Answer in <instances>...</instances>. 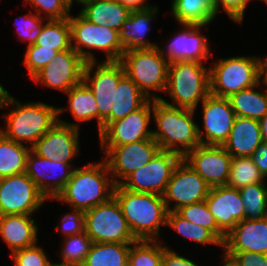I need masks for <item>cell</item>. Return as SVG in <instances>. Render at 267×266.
Segmentation results:
<instances>
[{"label":"cell","instance_id":"6da1fadb","mask_svg":"<svg viewBox=\"0 0 267 266\" xmlns=\"http://www.w3.org/2000/svg\"><path fill=\"white\" fill-rule=\"evenodd\" d=\"M152 111L158 127L157 131H152V136L160 150L177 153L183 158L201 145L198 125L193 121L194 109L174 107L153 99Z\"/></svg>","mask_w":267,"mask_h":266},{"label":"cell","instance_id":"7a4b0ae2","mask_svg":"<svg viewBox=\"0 0 267 266\" xmlns=\"http://www.w3.org/2000/svg\"><path fill=\"white\" fill-rule=\"evenodd\" d=\"M118 201L128 227L136 240H157L160 224L166 226L167 213L163 196L154 193L133 192L115 186ZM157 237V238H156Z\"/></svg>","mask_w":267,"mask_h":266},{"label":"cell","instance_id":"3957f363","mask_svg":"<svg viewBox=\"0 0 267 266\" xmlns=\"http://www.w3.org/2000/svg\"><path fill=\"white\" fill-rule=\"evenodd\" d=\"M82 167L74 169L66 186L55 199L86 212L111 199L116 184L113 178L109 179L110 171L105 160Z\"/></svg>","mask_w":267,"mask_h":266},{"label":"cell","instance_id":"277c9868","mask_svg":"<svg viewBox=\"0 0 267 266\" xmlns=\"http://www.w3.org/2000/svg\"><path fill=\"white\" fill-rule=\"evenodd\" d=\"M7 106L14 108L8 114L6 113L7 127H5L6 130L1 128L0 133L17 143L27 142L30 147L58 122V117L66 109L42 102L23 105L11 95L5 107Z\"/></svg>","mask_w":267,"mask_h":266},{"label":"cell","instance_id":"5b68a950","mask_svg":"<svg viewBox=\"0 0 267 266\" xmlns=\"http://www.w3.org/2000/svg\"><path fill=\"white\" fill-rule=\"evenodd\" d=\"M165 92L170 95L175 105L156 95L153 99H160L170 106L195 110L199 101L202 102L210 94L209 69L203 62L169 63Z\"/></svg>","mask_w":267,"mask_h":266},{"label":"cell","instance_id":"8992f818","mask_svg":"<svg viewBox=\"0 0 267 266\" xmlns=\"http://www.w3.org/2000/svg\"><path fill=\"white\" fill-rule=\"evenodd\" d=\"M216 62V63H215ZM209 68L210 94L228 98L261 81V58L236 56L220 59Z\"/></svg>","mask_w":267,"mask_h":266},{"label":"cell","instance_id":"52a82bcc","mask_svg":"<svg viewBox=\"0 0 267 266\" xmlns=\"http://www.w3.org/2000/svg\"><path fill=\"white\" fill-rule=\"evenodd\" d=\"M158 45L152 49H135L123 53L119 62L125 74L140 88L148 99L151 90L164 92L167 86L169 61Z\"/></svg>","mask_w":267,"mask_h":266},{"label":"cell","instance_id":"ba28073f","mask_svg":"<svg viewBox=\"0 0 267 266\" xmlns=\"http://www.w3.org/2000/svg\"><path fill=\"white\" fill-rule=\"evenodd\" d=\"M72 48L86 61L94 62V54L87 49H100L106 53L105 61H119L124 53L119 40V31L99 26L85 19L80 13L76 17L69 16ZM75 40V44H73Z\"/></svg>","mask_w":267,"mask_h":266},{"label":"cell","instance_id":"9c48e42d","mask_svg":"<svg viewBox=\"0 0 267 266\" xmlns=\"http://www.w3.org/2000/svg\"><path fill=\"white\" fill-rule=\"evenodd\" d=\"M84 231L93 243H133L122 209L113 196L107 202L84 212Z\"/></svg>","mask_w":267,"mask_h":266},{"label":"cell","instance_id":"30bf717a","mask_svg":"<svg viewBox=\"0 0 267 266\" xmlns=\"http://www.w3.org/2000/svg\"><path fill=\"white\" fill-rule=\"evenodd\" d=\"M181 159L177 153L159 150L149 163L133 171L119 185L133 192L163 196L172 173Z\"/></svg>","mask_w":267,"mask_h":266},{"label":"cell","instance_id":"8fae6325","mask_svg":"<svg viewBox=\"0 0 267 266\" xmlns=\"http://www.w3.org/2000/svg\"><path fill=\"white\" fill-rule=\"evenodd\" d=\"M96 64V61L86 62L83 81L92 90L97 101L100 133L104 129V120L114 111V89H117L125 72L119 61H104L97 64V69L91 77Z\"/></svg>","mask_w":267,"mask_h":266},{"label":"cell","instance_id":"7c38bea8","mask_svg":"<svg viewBox=\"0 0 267 266\" xmlns=\"http://www.w3.org/2000/svg\"><path fill=\"white\" fill-rule=\"evenodd\" d=\"M46 199L26 173L0 178V216L31 215Z\"/></svg>","mask_w":267,"mask_h":266},{"label":"cell","instance_id":"4fadbf2b","mask_svg":"<svg viewBox=\"0 0 267 266\" xmlns=\"http://www.w3.org/2000/svg\"><path fill=\"white\" fill-rule=\"evenodd\" d=\"M159 150L160 147L153 138L115 147H101V151L107 155L105 161L110 178L116 177L113 179L116 185L133 171L149 163Z\"/></svg>","mask_w":267,"mask_h":266},{"label":"cell","instance_id":"5bb4252c","mask_svg":"<svg viewBox=\"0 0 267 266\" xmlns=\"http://www.w3.org/2000/svg\"><path fill=\"white\" fill-rule=\"evenodd\" d=\"M206 181L183 159L175 167L167 184L163 199L169 211H177L182 206L205 201L210 191ZM171 200L175 201L170 208Z\"/></svg>","mask_w":267,"mask_h":266},{"label":"cell","instance_id":"9a60e30c","mask_svg":"<svg viewBox=\"0 0 267 266\" xmlns=\"http://www.w3.org/2000/svg\"><path fill=\"white\" fill-rule=\"evenodd\" d=\"M151 110H153V98L123 119L109 123L99 133L100 147H115L152 139V130H148Z\"/></svg>","mask_w":267,"mask_h":266},{"label":"cell","instance_id":"2e32d148","mask_svg":"<svg viewBox=\"0 0 267 266\" xmlns=\"http://www.w3.org/2000/svg\"><path fill=\"white\" fill-rule=\"evenodd\" d=\"M85 65L86 61L73 48L59 51L55 58L31 79L67 93L83 81Z\"/></svg>","mask_w":267,"mask_h":266},{"label":"cell","instance_id":"e0dca14e","mask_svg":"<svg viewBox=\"0 0 267 266\" xmlns=\"http://www.w3.org/2000/svg\"><path fill=\"white\" fill-rule=\"evenodd\" d=\"M79 126L58 119V122L36 141L31 150L48 160L71 164L79 152Z\"/></svg>","mask_w":267,"mask_h":266},{"label":"cell","instance_id":"ac0fdd59","mask_svg":"<svg viewBox=\"0 0 267 266\" xmlns=\"http://www.w3.org/2000/svg\"><path fill=\"white\" fill-rule=\"evenodd\" d=\"M202 105L204 131L202 132L198 126L200 143L201 145L222 146L228 139L236 119L231 103L228 98L209 94L202 101Z\"/></svg>","mask_w":267,"mask_h":266},{"label":"cell","instance_id":"d6986e66","mask_svg":"<svg viewBox=\"0 0 267 266\" xmlns=\"http://www.w3.org/2000/svg\"><path fill=\"white\" fill-rule=\"evenodd\" d=\"M211 187L225 186L232 156L218 145H200L182 158Z\"/></svg>","mask_w":267,"mask_h":266},{"label":"cell","instance_id":"ffe728a7","mask_svg":"<svg viewBox=\"0 0 267 266\" xmlns=\"http://www.w3.org/2000/svg\"><path fill=\"white\" fill-rule=\"evenodd\" d=\"M71 166L66 162L48 160L30 150L25 173L47 199H55L71 178L74 171Z\"/></svg>","mask_w":267,"mask_h":266},{"label":"cell","instance_id":"44dd1931","mask_svg":"<svg viewBox=\"0 0 267 266\" xmlns=\"http://www.w3.org/2000/svg\"><path fill=\"white\" fill-rule=\"evenodd\" d=\"M205 202L218 227L226 235L244 220V205L238 189L226 185L210 188Z\"/></svg>","mask_w":267,"mask_h":266},{"label":"cell","instance_id":"7402d4cb","mask_svg":"<svg viewBox=\"0 0 267 266\" xmlns=\"http://www.w3.org/2000/svg\"><path fill=\"white\" fill-rule=\"evenodd\" d=\"M225 252L267 254V217L255 221L244 219L226 235Z\"/></svg>","mask_w":267,"mask_h":266},{"label":"cell","instance_id":"603a6c76","mask_svg":"<svg viewBox=\"0 0 267 266\" xmlns=\"http://www.w3.org/2000/svg\"><path fill=\"white\" fill-rule=\"evenodd\" d=\"M185 27L181 32L175 34L172 41L168 43L167 60L174 61H196L207 62L209 56L208 38L200 35L203 25L182 24Z\"/></svg>","mask_w":267,"mask_h":266},{"label":"cell","instance_id":"cb8c5ba5","mask_svg":"<svg viewBox=\"0 0 267 266\" xmlns=\"http://www.w3.org/2000/svg\"><path fill=\"white\" fill-rule=\"evenodd\" d=\"M262 142L260 122L236 116L228 139L222 147L232 157H250Z\"/></svg>","mask_w":267,"mask_h":266},{"label":"cell","instance_id":"d4e9b609","mask_svg":"<svg viewBox=\"0 0 267 266\" xmlns=\"http://www.w3.org/2000/svg\"><path fill=\"white\" fill-rule=\"evenodd\" d=\"M157 12L158 8L155 6L130 12L128 19L122 24L119 31V40L124 52L135 49H152L157 46L156 43H151L143 38L149 31V24Z\"/></svg>","mask_w":267,"mask_h":266},{"label":"cell","instance_id":"484cf974","mask_svg":"<svg viewBox=\"0 0 267 266\" xmlns=\"http://www.w3.org/2000/svg\"><path fill=\"white\" fill-rule=\"evenodd\" d=\"M37 231L38 227L31 219V215L8 214L0 216V235L12 253L35 245Z\"/></svg>","mask_w":267,"mask_h":266},{"label":"cell","instance_id":"4316f807","mask_svg":"<svg viewBox=\"0 0 267 266\" xmlns=\"http://www.w3.org/2000/svg\"><path fill=\"white\" fill-rule=\"evenodd\" d=\"M80 14L89 22L120 31L130 10L117 0H83Z\"/></svg>","mask_w":267,"mask_h":266},{"label":"cell","instance_id":"83f0119b","mask_svg":"<svg viewBox=\"0 0 267 266\" xmlns=\"http://www.w3.org/2000/svg\"><path fill=\"white\" fill-rule=\"evenodd\" d=\"M149 99L125 74L114 89V111L104 120V128L140 109Z\"/></svg>","mask_w":267,"mask_h":266},{"label":"cell","instance_id":"f1b7e54d","mask_svg":"<svg viewBox=\"0 0 267 266\" xmlns=\"http://www.w3.org/2000/svg\"><path fill=\"white\" fill-rule=\"evenodd\" d=\"M260 84L262 87L260 81L256 86L241 90L228 97L236 116L252 118L259 121L267 114V92L261 93L254 90Z\"/></svg>","mask_w":267,"mask_h":266},{"label":"cell","instance_id":"f546056e","mask_svg":"<svg viewBox=\"0 0 267 266\" xmlns=\"http://www.w3.org/2000/svg\"><path fill=\"white\" fill-rule=\"evenodd\" d=\"M130 245L132 243H93L82 266H128Z\"/></svg>","mask_w":267,"mask_h":266},{"label":"cell","instance_id":"4dcf8cb0","mask_svg":"<svg viewBox=\"0 0 267 266\" xmlns=\"http://www.w3.org/2000/svg\"><path fill=\"white\" fill-rule=\"evenodd\" d=\"M172 13L181 24L207 26L216 17L213 13L212 0H173Z\"/></svg>","mask_w":267,"mask_h":266},{"label":"cell","instance_id":"1f68e13d","mask_svg":"<svg viewBox=\"0 0 267 266\" xmlns=\"http://www.w3.org/2000/svg\"><path fill=\"white\" fill-rule=\"evenodd\" d=\"M31 147L5 138L0 133V178L26 172Z\"/></svg>","mask_w":267,"mask_h":266},{"label":"cell","instance_id":"d6a6232c","mask_svg":"<svg viewBox=\"0 0 267 266\" xmlns=\"http://www.w3.org/2000/svg\"><path fill=\"white\" fill-rule=\"evenodd\" d=\"M69 109L78 122L97 118L99 128V109L92 90L82 81L68 92Z\"/></svg>","mask_w":267,"mask_h":266},{"label":"cell","instance_id":"836d02e7","mask_svg":"<svg viewBox=\"0 0 267 266\" xmlns=\"http://www.w3.org/2000/svg\"><path fill=\"white\" fill-rule=\"evenodd\" d=\"M34 44L58 52L71 49L69 18L48 20Z\"/></svg>","mask_w":267,"mask_h":266},{"label":"cell","instance_id":"e575fe53","mask_svg":"<svg viewBox=\"0 0 267 266\" xmlns=\"http://www.w3.org/2000/svg\"><path fill=\"white\" fill-rule=\"evenodd\" d=\"M244 205V219L249 221L267 217V186L253 183L239 190Z\"/></svg>","mask_w":267,"mask_h":266},{"label":"cell","instance_id":"d590c367","mask_svg":"<svg viewBox=\"0 0 267 266\" xmlns=\"http://www.w3.org/2000/svg\"><path fill=\"white\" fill-rule=\"evenodd\" d=\"M264 179L249 157H232L226 186L240 190L253 183H264Z\"/></svg>","mask_w":267,"mask_h":266},{"label":"cell","instance_id":"8d00e7d4","mask_svg":"<svg viewBox=\"0 0 267 266\" xmlns=\"http://www.w3.org/2000/svg\"><path fill=\"white\" fill-rule=\"evenodd\" d=\"M166 225L171 226L183 237L192 239L200 244H215L223 246V243L209 230L197 224H193L183 218L177 211L167 213Z\"/></svg>","mask_w":267,"mask_h":266},{"label":"cell","instance_id":"74e56055","mask_svg":"<svg viewBox=\"0 0 267 266\" xmlns=\"http://www.w3.org/2000/svg\"><path fill=\"white\" fill-rule=\"evenodd\" d=\"M157 243V240H136L133 242L129 251L128 266H161L166 245L161 246Z\"/></svg>","mask_w":267,"mask_h":266},{"label":"cell","instance_id":"f35d334b","mask_svg":"<svg viewBox=\"0 0 267 266\" xmlns=\"http://www.w3.org/2000/svg\"><path fill=\"white\" fill-rule=\"evenodd\" d=\"M92 244L91 238L85 231L80 234L65 237L64 248H62L60 252L63 261L55 264L63 266H82Z\"/></svg>","mask_w":267,"mask_h":266},{"label":"cell","instance_id":"ab89813d","mask_svg":"<svg viewBox=\"0 0 267 266\" xmlns=\"http://www.w3.org/2000/svg\"><path fill=\"white\" fill-rule=\"evenodd\" d=\"M177 212L191 223L209 229L222 243L224 242L226 234L218 227L205 201L182 206Z\"/></svg>","mask_w":267,"mask_h":266},{"label":"cell","instance_id":"60d3db41","mask_svg":"<svg viewBox=\"0 0 267 266\" xmlns=\"http://www.w3.org/2000/svg\"><path fill=\"white\" fill-rule=\"evenodd\" d=\"M58 51L54 49L41 48L39 45H28L24 63L32 78L37 72L49 64L57 55Z\"/></svg>","mask_w":267,"mask_h":266},{"label":"cell","instance_id":"b9f144b4","mask_svg":"<svg viewBox=\"0 0 267 266\" xmlns=\"http://www.w3.org/2000/svg\"><path fill=\"white\" fill-rule=\"evenodd\" d=\"M26 2L32 4L39 16L42 17V13H46L47 20L69 18L73 5L68 0H26Z\"/></svg>","mask_w":267,"mask_h":266},{"label":"cell","instance_id":"7bdbcfd3","mask_svg":"<svg viewBox=\"0 0 267 266\" xmlns=\"http://www.w3.org/2000/svg\"><path fill=\"white\" fill-rule=\"evenodd\" d=\"M15 266H52L44 250L37 244L11 253Z\"/></svg>","mask_w":267,"mask_h":266},{"label":"cell","instance_id":"ee69618b","mask_svg":"<svg viewBox=\"0 0 267 266\" xmlns=\"http://www.w3.org/2000/svg\"><path fill=\"white\" fill-rule=\"evenodd\" d=\"M43 18L37 13H29L22 17L21 23L16 25L19 33V39L28 40L29 44L32 45L36 42L39 34L43 29ZM16 24V23H15Z\"/></svg>","mask_w":267,"mask_h":266},{"label":"cell","instance_id":"f6af8a7d","mask_svg":"<svg viewBox=\"0 0 267 266\" xmlns=\"http://www.w3.org/2000/svg\"><path fill=\"white\" fill-rule=\"evenodd\" d=\"M248 1L250 0H212L213 13L216 16L222 6L231 20L241 23Z\"/></svg>","mask_w":267,"mask_h":266},{"label":"cell","instance_id":"bcb514c9","mask_svg":"<svg viewBox=\"0 0 267 266\" xmlns=\"http://www.w3.org/2000/svg\"><path fill=\"white\" fill-rule=\"evenodd\" d=\"M235 266H267V254L254 252H225Z\"/></svg>","mask_w":267,"mask_h":266},{"label":"cell","instance_id":"7dc6e473","mask_svg":"<svg viewBox=\"0 0 267 266\" xmlns=\"http://www.w3.org/2000/svg\"><path fill=\"white\" fill-rule=\"evenodd\" d=\"M72 209L73 213L64 215L60 221L62 225V229L60 230L61 232L63 231L65 237L84 232V212L75 208Z\"/></svg>","mask_w":267,"mask_h":266},{"label":"cell","instance_id":"c3c4849f","mask_svg":"<svg viewBox=\"0 0 267 266\" xmlns=\"http://www.w3.org/2000/svg\"><path fill=\"white\" fill-rule=\"evenodd\" d=\"M161 266H198L192 260L178 255L175 251H170L166 248L163 251V256L161 259Z\"/></svg>","mask_w":267,"mask_h":266},{"label":"cell","instance_id":"681fc988","mask_svg":"<svg viewBox=\"0 0 267 266\" xmlns=\"http://www.w3.org/2000/svg\"><path fill=\"white\" fill-rule=\"evenodd\" d=\"M249 158L259 168L262 176L267 177V144L262 142Z\"/></svg>","mask_w":267,"mask_h":266},{"label":"cell","instance_id":"f907efd6","mask_svg":"<svg viewBox=\"0 0 267 266\" xmlns=\"http://www.w3.org/2000/svg\"><path fill=\"white\" fill-rule=\"evenodd\" d=\"M120 2L122 5L127 7L130 11L133 10H141V9H146L151 6H148L147 3L144 5L146 0H117Z\"/></svg>","mask_w":267,"mask_h":266},{"label":"cell","instance_id":"816d5d0a","mask_svg":"<svg viewBox=\"0 0 267 266\" xmlns=\"http://www.w3.org/2000/svg\"><path fill=\"white\" fill-rule=\"evenodd\" d=\"M263 143L267 144V114L259 120Z\"/></svg>","mask_w":267,"mask_h":266},{"label":"cell","instance_id":"f5cc1de1","mask_svg":"<svg viewBox=\"0 0 267 266\" xmlns=\"http://www.w3.org/2000/svg\"><path fill=\"white\" fill-rule=\"evenodd\" d=\"M9 96L10 94L8 93V91L5 90L0 84V108H5Z\"/></svg>","mask_w":267,"mask_h":266},{"label":"cell","instance_id":"db71d44e","mask_svg":"<svg viewBox=\"0 0 267 266\" xmlns=\"http://www.w3.org/2000/svg\"><path fill=\"white\" fill-rule=\"evenodd\" d=\"M261 77V82L267 86V56L265 60L261 59Z\"/></svg>","mask_w":267,"mask_h":266},{"label":"cell","instance_id":"11a10c76","mask_svg":"<svg viewBox=\"0 0 267 266\" xmlns=\"http://www.w3.org/2000/svg\"><path fill=\"white\" fill-rule=\"evenodd\" d=\"M223 266H235L228 258L224 257L222 260Z\"/></svg>","mask_w":267,"mask_h":266},{"label":"cell","instance_id":"9f6ffc18","mask_svg":"<svg viewBox=\"0 0 267 266\" xmlns=\"http://www.w3.org/2000/svg\"><path fill=\"white\" fill-rule=\"evenodd\" d=\"M71 4L73 3V0H68ZM78 3H80L83 0H76Z\"/></svg>","mask_w":267,"mask_h":266},{"label":"cell","instance_id":"6f0895ef","mask_svg":"<svg viewBox=\"0 0 267 266\" xmlns=\"http://www.w3.org/2000/svg\"><path fill=\"white\" fill-rule=\"evenodd\" d=\"M52 266H63V265H58V264H55V263H54Z\"/></svg>","mask_w":267,"mask_h":266}]
</instances>
